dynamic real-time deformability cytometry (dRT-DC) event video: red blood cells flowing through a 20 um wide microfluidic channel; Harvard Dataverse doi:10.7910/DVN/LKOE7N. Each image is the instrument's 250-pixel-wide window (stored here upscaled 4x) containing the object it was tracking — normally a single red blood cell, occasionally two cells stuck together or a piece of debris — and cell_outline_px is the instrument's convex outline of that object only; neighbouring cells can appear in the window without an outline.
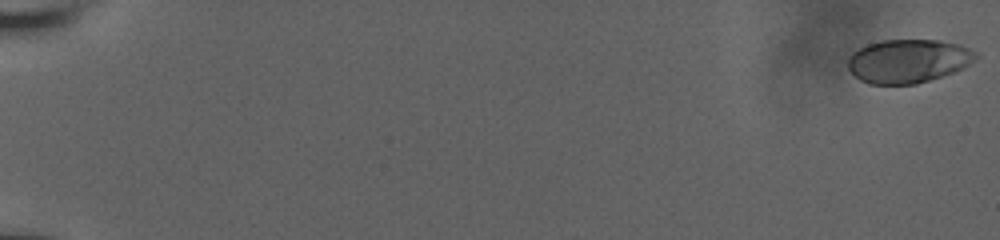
{"species": "human", "species_latin": "Homo sapiens", "temperature_condition": "room temperature", "stored_images_in_passage": 56, "camera_frame_rate_fps": 3000, "um_per_image_px": 0.085, "donor": {"sex": "male"}, "frame": {"image": 1, "passage_image": 1, "time_ms": 0.0, "image_size_px": [1000, 240], "cell_outline_px": [[980, 56], [968, 64], [952, 72], [916, 84], [868, 84], [860, 80], [848, 68], [848, 56], [852, 52], [868, 44], [880, 40], [940, 40], [956, 44], [968, 48], [976, 52]], "centroid_in_image_um": [77.16, 5.18], "position_along_channel_um": 7.8, "area_um2": 32.25}}
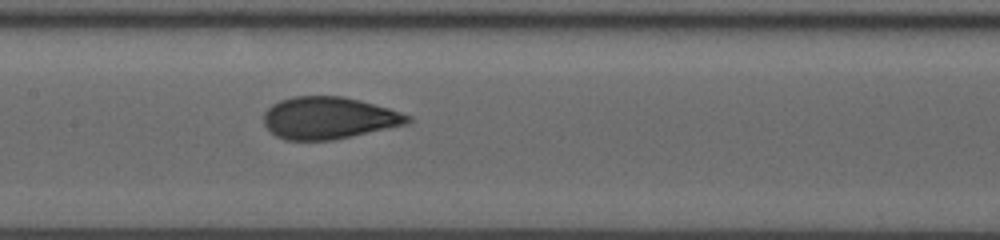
{"frame": {"image": 2, "passage_image": 31, "time_ms": 10.0, "image_size_px": [1000, 240], "cell_outline_px": [[412, 120], [408, 124], [332, 140], [284, 140], [276, 136], [264, 124], [264, 112], [272, 104], [280, 100], [292, 96], [344, 96], [360, 100], [388, 108], [412, 116]], "centroid_in_image_um": [27.94, 10.02], "position_along_channel_um": 179.5, "area_um2": 35.32}}
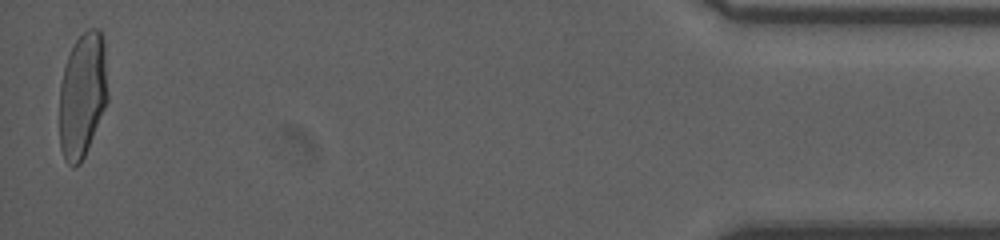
{"frame": {"image": 3, "passage_image": 56, "time_ms": 18.333, "image_size_px": [1000, 240], "cell_outline_px": [[108, 100], [84, 156], [80, 164], [72, 168], [64, 160], [60, 148], [60, 84], [64, 68], [68, 56], [76, 40], [88, 28], [100, 28], [104, 36], [108, 92]], "centroid_in_image_um": [7.02, 8.06], "position_along_channel_um": 428.2, "area_um2": 35.43}, "authors_computed_cell_mechanics": {"area_um2": 34.8245, "velocity_mm_per_s": 3.9333, "shape_relaxation_time_tau1_ms": 6.1505, "shape_relaxation_time_tau2_ms": null, "deformation_change_tau1": 0.2269, "deformation_change_tau2": null}}